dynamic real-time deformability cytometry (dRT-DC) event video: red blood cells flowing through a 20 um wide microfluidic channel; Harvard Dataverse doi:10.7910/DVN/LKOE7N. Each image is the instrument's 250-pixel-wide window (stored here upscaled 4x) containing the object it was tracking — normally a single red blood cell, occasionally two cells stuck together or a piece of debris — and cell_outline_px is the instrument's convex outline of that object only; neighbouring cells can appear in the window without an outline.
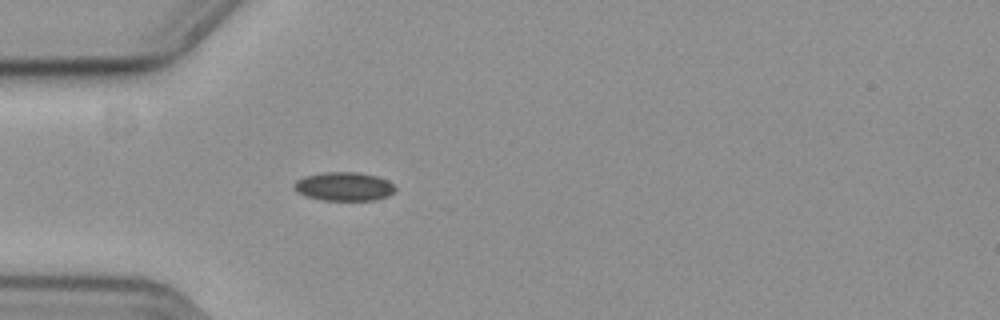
{"species": "common noctule bat (a hibernating species)", "species_latin": "Nyctalus noctula", "temperature_condition": "cold", "stored_images_in_passage": 46, "camera_frame_rate_fps": 3000, "um_per_image_px": 0.085, "animal": {"sex": "female", "body_mass_g": 19.3, "forearm_length_mm": 54.1}, "frame": {"image": 1, "passage_image": 6, "time_ms": 1.667, "image_size_px": [1000, 320], "cell_outline_px": [[396, 188], [388, 196], [376, 200], [320, 200], [304, 196], [296, 192], [292, 184], [296, 180], [304, 176], [324, 172], [356, 172], [376, 176], [388, 180]], "centroid_in_image_um": [29.19, 15.85], "position_along_channel_um": 55.8, "area_um2": 17.05}}
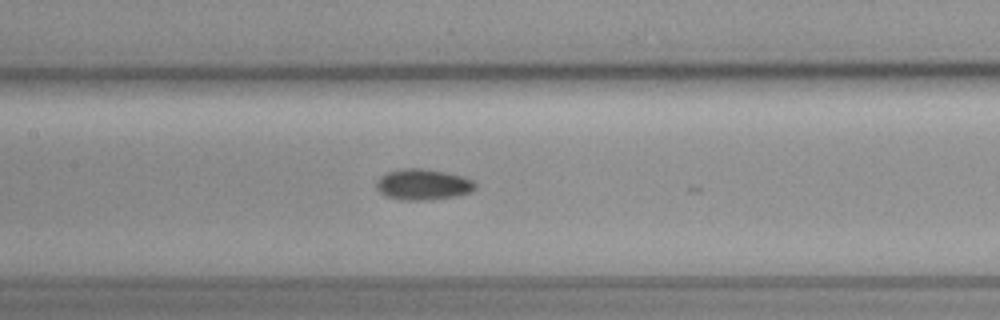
{"frame": {"image": 2, "passage_image": 16, "time_ms": 5.0, "image_size_px": [1000, 320], "cell_outline_px": [[476, 188], [472, 192], [456, 196], [424, 200], [404, 200], [384, 196], [376, 188], [376, 184], [380, 176], [388, 172], [400, 168], [420, 168], [444, 172], [464, 176], [472, 180], [476, 184]], "centroid_in_image_um": [35.96, 15.68], "position_along_channel_um": 171.4, "area_um2": 17.86}}
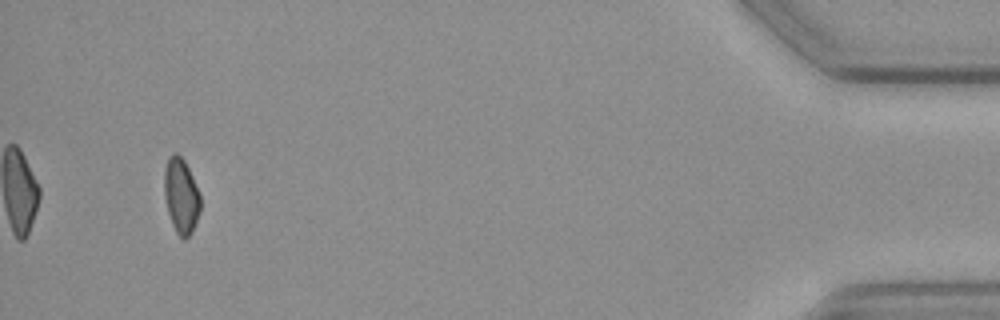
{"frame": {"image": 3, "passage_image": 43, "time_ms": 14.0, "image_size_px": [1000, 320], "cell_outline_px": [[200, 212], [192, 232], [184, 240], [176, 232], [172, 224], [168, 212], [164, 196], [164, 168], [168, 156], [172, 152], [176, 152], [184, 160], [200, 192]], "centroid_in_image_um": [15.39, 16.62], "position_along_channel_um": 419.8, "area_um2": 16.01}, "authors_computed_cell_mechanics": {"area_um2": 16.7042, "velocity_mm_per_s": 3.6633, "shape_relaxation_time_tau1_ms": 6.9884, "shape_relaxation_time_tau2_ms": 6.2195, "deformation_change_tau1": 0.0573, "deformation_change_tau2": 0.0956}}